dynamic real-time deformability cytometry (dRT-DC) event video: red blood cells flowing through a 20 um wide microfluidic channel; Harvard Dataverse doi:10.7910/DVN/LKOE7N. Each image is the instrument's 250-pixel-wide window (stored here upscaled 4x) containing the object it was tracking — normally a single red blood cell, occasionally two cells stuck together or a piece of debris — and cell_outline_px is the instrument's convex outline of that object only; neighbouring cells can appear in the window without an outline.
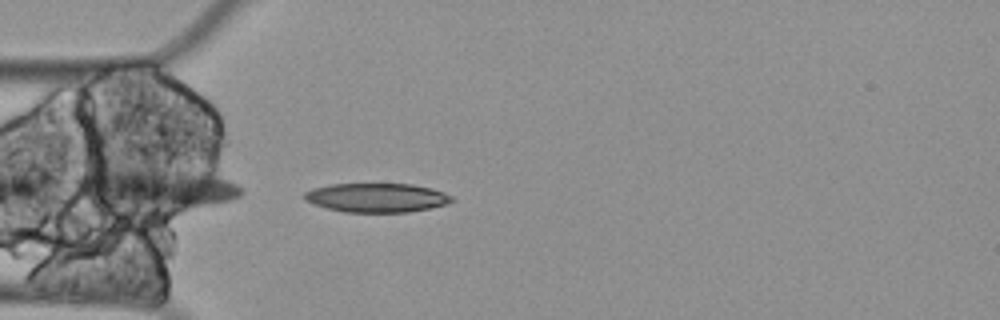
{"species": "Egyptian fruit bat (a non-hibernating species)", "species_latin": "Rousettus aegyptiacus", "temperature_condition": "cold", "stored_images_in_passage": 8, "camera_frame_rate_fps": 3000, "um_per_image_px": 0.085, "animal": {"sex": "female"}, "frame": {"image": 1, "passage_image": 8, "time_ms": 2.333, "image_size_px": [1000, 320], "cell_outline_px": [[452, 200], [444, 204], [428, 208], [408, 212], [344, 212], [328, 208], [304, 200], [304, 192], [312, 188], [328, 184], [412, 184], [432, 188], [444, 192], [452, 196]], "centroid_in_image_um": [31.99, 16.79], "position_along_channel_um": 53.0, "area_um2": 24.8}}